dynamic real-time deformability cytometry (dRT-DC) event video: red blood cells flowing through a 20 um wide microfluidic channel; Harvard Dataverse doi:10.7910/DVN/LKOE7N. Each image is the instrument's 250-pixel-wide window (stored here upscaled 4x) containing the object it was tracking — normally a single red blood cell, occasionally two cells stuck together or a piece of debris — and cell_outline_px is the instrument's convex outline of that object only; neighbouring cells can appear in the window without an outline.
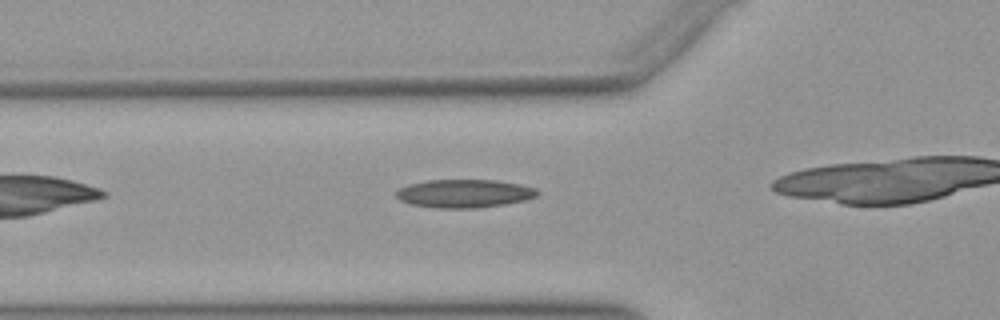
{"species": "Egyptian fruit bat (a non-hibernating species)", "species_latin": "Rousettus aegyptiacus", "temperature_condition": "warm", "stored_images_in_passage": 27, "camera_frame_rate_fps": 3000, "um_per_image_px": 0.085, "animal": {"sex": "female"}, "frame": {"image": 1, "passage_image": 3, "time_ms": 0.667, "image_size_px": [1000, 320], "cell_outline_px": [[540, 192], [536, 196], [524, 200], [504, 204], [476, 208], [436, 208], [412, 204], [400, 200], [396, 196], [396, 188], [408, 184], [428, 180], [496, 180], [520, 184], [536, 188]], "centroid_in_image_um": [39.44, 16.44], "position_along_channel_um": 86.4, "area_um2": 23.29}}
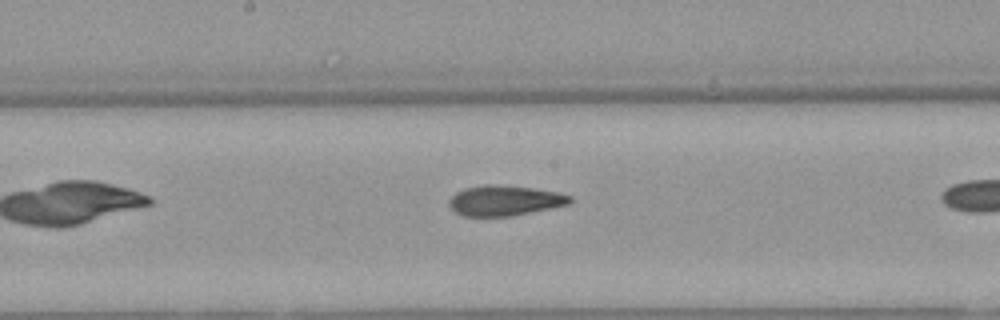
{"frame": {"image": 2, "passage_image": 12, "time_ms": 3.667, "image_size_px": [1000, 320], "cell_outline_px": [[572, 200], [568, 204], [552, 208], [512, 216], [464, 216], [456, 212], [448, 204], [448, 200], [456, 192], [464, 188], [484, 184], [496, 184], [532, 188], [556, 192], [572, 196]], "centroid_in_image_um": [42.88, 17.04], "position_along_channel_um": 205.3, "area_um2": 21.33}}
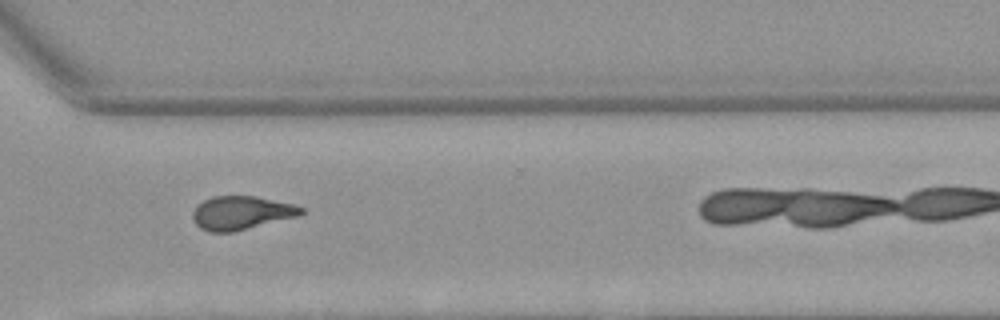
{"frame": {"image": 3, "passage_image": 23, "time_ms": 7.333, "image_size_px": [1000, 320], "cell_outline_px": [[304, 212], [300, 216], [232, 232], [208, 232], [200, 228], [192, 220], [192, 212], [196, 204], [212, 196], [256, 196], [292, 204], [304, 208]], "centroid_in_image_um": [20.48, 18.09], "position_along_channel_um": 350.1, "area_um2": 21.39}}